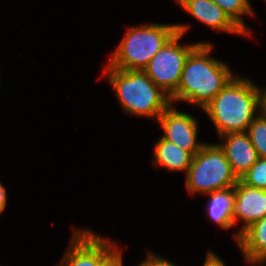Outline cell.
Segmentation results:
<instances>
[{
    "mask_svg": "<svg viewBox=\"0 0 266 266\" xmlns=\"http://www.w3.org/2000/svg\"><path fill=\"white\" fill-rule=\"evenodd\" d=\"M212 47L209 42L199 43L189 53L171 104L189 102L203 109L234 77L228 65L210 57Z\"/></svg>",
    "mask_w": 266,
    "mask_h": 266,
    "instance_id": "1",
    "label": "cell"
},
{
    "mask_svg": "<svg viewBox=\"0 0 266 266\" xmlns=\"http://www.w3.org/2000/svg\"><path fill=\"white\" fill-rule=\"evenodd\" d=\"M203 110L215 125L219 137L246 132L255 114L260 113L258 86L248 78L234 76Z\"/></svg>",
    "mask_w": 266,
    "mask_h": 266,
    "instance_id": "2",
    "label": "cell"
},
{
    "mask_svg": "<svg viewBox=\"0 0 266 266\" xmlns=\"http://www.w3.org/2000/svg\"><path fill=\"white\" fill-rule=\"evenodd\" d=\"M104 74L127 113L158 120L171 105L170 97L143 70H120L107 64Z\"/></svg>",
    "mask_w": 266,
    "mask_h": 266,
    "instance_id": "3",
    "label": "cell"
},
{
    "mask_svg": "<svg viewBox=\"0 0 266 266\" xmlns=\"http://www.w3.org/2000/svg\"><path fill=\"white\" fill-rule=\"evenodd\" d=\"M176 33V24L151 23L129 27L108 65L120 70H143Z\"/></svg>",
    "mask_w": 266,
    "mask_h": 266,
    "instance_id": "4",
    "label": "cell"
},
{
    "mask_svg": "<svg viewBox=\"0 0 266 266\" xmlns=\"http://www.w3.org/2000/svg\"><path fill=\"white\" fill-rule=\"evenodd\" d=\"M238 181L224 150L219 144L209 143L193 156L185 182L190 194H208L234 187Z\"/></svg>",
    "mask_w": 266,
    "mask_h": 266,
    "instance_id": "5",
    "label": "cell"
},
{
    "mask_svg": "<svg viewBox=\"0 0 266 266\" xmlns=\"http://www.w3.org/2000/svg\"><path fill=\"white\" fill-rule=\"evenodd\" d=\"M189 25L176 24L177 33L154 55L143 71L171 97L179 86L183 66L189 53L199 44L198 42L184 46L179 40L188 30Z\"/></svg>",
    "mask_w": 266,
    "mask_h": 266,
    "instance_id": "6",
    "label": "cell"
},
{
    "mask_svg": "<svg viewBox=\"0 0 266 266\" xmlns=\"http://www.w3.org/2000/svg\"><path fill=\"white\" fill-rule=\"evenodd\" d=\"M73 234L59 266H102L119 249L90 230L74 229Z\"/></svg>",
    "mask_w": 266,
    "mask_h": 266,
    "instance_id": "7",
    "label": "cell"
},
{
    "mask_svg": "<svg viewBox=\"0 0 266 266\" xmlns=\"http://www.w3.org/2000/svg\"><path fill=\"white\" fill-rule=\"evenodd\" d=\"M171 104L159 117L163 138L176 144L193 156L205 143L197 142L198 122L192 115L177 111Z\"/></svg>",
    "mask_w": 266,
    "mask_h": 266,
    "instance_id": "8",
    "label": "cell"
},
{
    "mask_svg": "<svg viewBox=\"0 0 266 266\" xmlns=\"http://www.w3.org/2000/svg\"><path fill=\"white\" fill-rule=\"evenodd\" d=\"M234 225L242 220L243 227L233 236L238 243L240 234L252 223L266 216V190L250 187L240 179L235 185V199L233 203Z\"/></svg>",
    "mask_w": 266,
    "mask_h": 266,
    "instance_id": "9",
    "label": "cell"
},
{
    "mask_svg": "<svg viewBox=\"0 0 266 266\" xmlns=\"http://www.w3.org/2000/svg\"><path fill=\"white\" fill-rule=\"evenodd\" d=\"M220 137L223 143L219 146L224 150L233 173L240 179L259 159L257 151L246 132L227 133Z\"/></svg>",
    "mask_w": 266,
    "mask_h": 266,
    "instance_id": "10",
    "label": "cell"
},
{
    "mask_svg": "<svg viewBox=\"0 0 266 266\" xmlns=\"http://www.w3.org/2000/svg\"><path fill=\"white\" fill-rule=\"evenodd\" d=\"M179 6L189 12L195 19L213 28L215 31H224L246 35L229 16L212 0H176Z\"/></svg>",
    "mask_w": 266,
    "mask_h": 266,
    "instance_id": "11",
    "label": "cell"
},
{
    "mask_svg": "<svg viewBox=\"0 0 266 266\" xmlns=\"http://www.w3.org/2000/svg\"><path fill=\"white\" fill-rule=\"evenodd\" d=\"M192 160L193 155L189 151L181 149L162 136L155 144L153 163L157 167L167 168L170 171H184L187 174Z\"/></svg>",
    "mask_w": 266,
    "mask_h": 266,
    "instance_id": "12",
    "label": "cell"
},
{
    "mask_svg": "<svg viewBox=\"0 0 266 266\" xmlns=\"http://www.w3.org/2000/svg\"><path fill=\"white\" fill-rule=\"evenodd\" d=\"M237 244L246 259L266 261V216L245 229Z\"/></svg>",
    "mask_w": 266,
    "mask_h": 266,
    "instance_id": "13",
    "label": "cell"
},
{
    "mask_svg": "<svg viewBox=\"0 0 266 266\" xmlns=\"http://www.w3.org/2000/svg\"><path fill=\"white\" fill-rule=\"evenodd\" d=\"M207 213L210 220L219 224L223 229H229L234 226L233 221V203L235 199V186L223 190H216L208 193Z\"/></svg>",
    "mask_w": 266,
    "mask_h": 266,
    "instance_id": "14",
    "label": "cell"
},
{
    "mask_svg": "<svg viewBox=\"0 0 266 266\" xmlns=\"http://www.w3.org/2000/svg\"><path fill=\"white\" fill-rule=\"evenodd\" d=\"M216 3L229 18L243 31L246 35L251 34L250 29L245 25L242 16L253 15L252 6L249 0H212Z\"/></svg>",
    "mask_w": 266,
    "mask_h": 266,
    "instance_id": "15",
    "label": "cell"
},
{
    "mask_svg": "<svg viewBox=\"0 0 266 266\" xmlns=\"http://www.w3.org/2000/svg\"><path fill=\"white\" fill-rule=\"evenodd\" d=\"M246 133L259 158H266V118L259 113L249 124Z\"/></svg>",
    "mask_w": 266,
    "mask_h": 266,
    "instance_id": "16",
    "label": "cell"
},
{
    "mask_svg": "<svg viewBox=\"0 0 266 266\" xmlns=\"http://www.w3.org/2000/svg\"><path fill=\"white\" fill-rule=\"evenodd\" d=\"M240 180L250 187L266 190V158H259Z\"/></svg>",
    "mask_w": 266,
    "mask_h": 266,
    "instance_id": "17",
    "label": "cell"
},
{
    "mask_svg": "<svg viewBox=\"0 0 266 266\" xmlns=\"http://www.w3.org/2000/svg\"><path fill=\"white\" fill-rule=\"evenodd\" d=\"M147 258L138 266H176L173 263L169 262L168 260L159 257L153 253H148Z\"/></svg>",
    "mask_w": 266,
    "mask_h": 266,
    "instance_id": "18",
    "label": "cell"
},
{
    "mask_svg": "<svg viewBox=\"0 0 266 266\" xmlns=\"http://www.w3.org/2000/svg\"><path fill=\"white\" fill-rule=\"evenodd\" d=\"M203 266H225L223 260L216 253L209 251Z\"/></svg>",
    "mask_w": 266,
    "mask_h": 266,
    "instance_id": "19",
    "label": "cell"
},
{
    "mask_svg": "<svg viewBox=\"0 0 266 266\" xmlns=\"http://www.w3.org/2000/svg\"><path fill=\"white\" fill-rule=\"evenodd\" d=\"M121 251L118 249L102 266H123Z\"/></svg>",
    "mask_w": 266,
    "mask_h": 266,
    "instance_id": "20",
    "label": "cell"
},
{
    "mask_svg": "<svg viewBox=\"0 0 266 266\" xmlns=\"http://www.w3.org/2000/svg\"><path fill=\"white\" fill-rule=\"evenodd\" d=\"M258 89H259V97H260L259 112L266 118V88L262 90V88L258 87Z\"/></svg>",
    "mask_w": 266,
    "mask_h": 266,
    "instance_id": "21",
    "label": "cell"
},
{
    "mask_svg": "<svg viewBox=\"0 0 266 266\" xmlns=\"http://www.w3.org/2000/svg\"><path fill=\"white\" fill-rule=\"evenodd\" d=\"M6 188L0 183V214L5 210L7 204Z\"/></svg>",
    "mask_w": 266,
    "mask_h": 266,
    "instance_id": "22",
    "label": "cell"
},
{
    "mask_svg": "<svg viewBox=\"0 0 266 266\" xmlns=\"http://www.w3.org/2000/svg\"><path fill=\"white\" fill-rule=\"evenodd\" d=\"M246 261H247V263L250 264V265H251V264H252V265H256V264L259 265V264H260V266H264L263 263H266V261H252V260H248V259H246ZM261 264H262V265H261Z\"/></svg>",
    "mask_w": 266,
    "mask_h": 266,
    "instance_id": "23",
    "label": "cell"
}]
</instances>
